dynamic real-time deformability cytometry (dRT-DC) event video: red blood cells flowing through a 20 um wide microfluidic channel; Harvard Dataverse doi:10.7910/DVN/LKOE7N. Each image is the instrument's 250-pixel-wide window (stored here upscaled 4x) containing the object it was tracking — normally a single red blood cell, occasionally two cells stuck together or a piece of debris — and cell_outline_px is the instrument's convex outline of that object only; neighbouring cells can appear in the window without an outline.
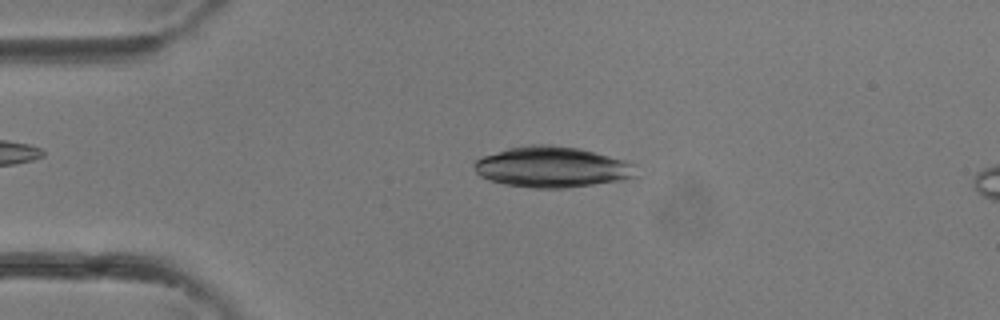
{"species": "common noctule bat (a hibernating species)", "species_latin": "Nyctalus noctula", "temperature_condition": "room temperature", "stored_images_in_passage": 30, "camera_frame_rate_fps": 3000, "um_per_image_px": 0.085, "animal": {"sex": "female"}, "frame": {"image": 1, "passage_image": 7, "time_ms": 2.0, "image_size_px": [1000, 320], "cell_outline_px": [[636, 176], [624, 180], [568, 188], [532, 188], [504, 184], [488, 180], [480, 176], [476, 172], [472, 164], [476, 160], [484, 156], [508, 148], [528, 144], [552, 144], [580, 148], [624, 160], [636, 164]], "centroid_in_image_um": [46.94, 14.2], "position_along_channel_um": 38.1, "area_um2": 38.84}}
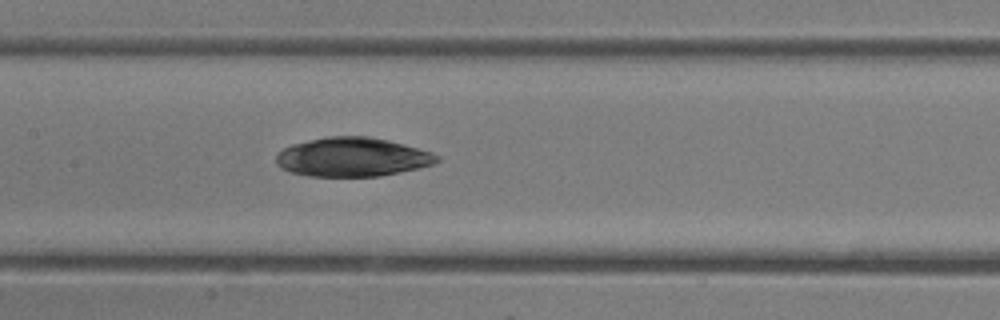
{"frame": {"image": 2, "passage_image": 16, "time_ms": 5.0, "image_size_px": [1000, 320], "cell_outline_px": [[440, 160], [432, 164], [400, 172], [380, 176], [308, 176], [288, 172], [280, 168], [276, 164], [276, 156], [284, 148], [292, 144], [328, 136], [368, 136], [388, 140], [432, 152], [440, 156]], "centroid_in_image_um": [29.93, 13.35], "position_along_channel_um": 177.5, "area_um2": 36.47}}
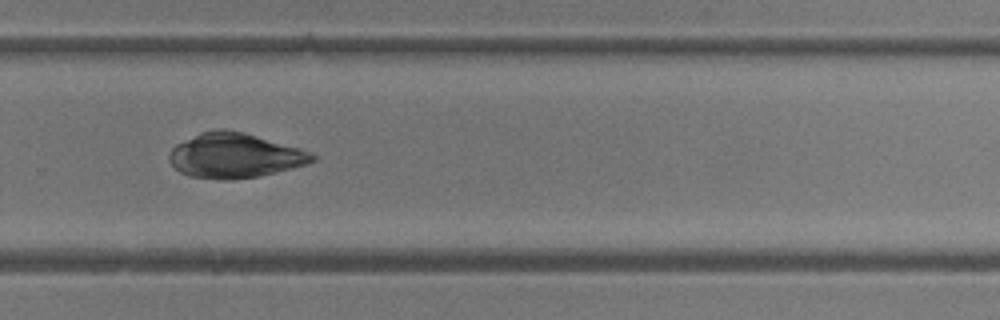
{"frame": {"image": 3, "passage_image": 23, "time_ms": 7.333, "image_size_px": [1000, 320], "cell_outline_px": [[316, 160], [308, 164], [260, 176], [232, 180], [220, 180], [188, 176], [180, 172], [168, 160], [168, 152], [176, 144], [200, 132], [216, 128], [224, 128], [244, 132], [300, 148], [316, 156]], "centroid_in_image_um": [19.92, 13.22], "position_along_channel_um": 309.9, "area_um2": 37.63}}